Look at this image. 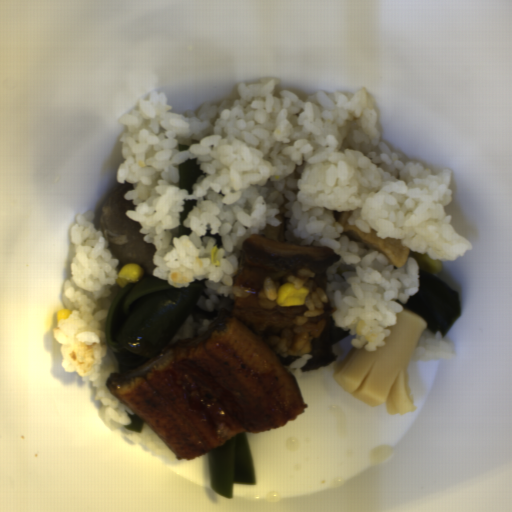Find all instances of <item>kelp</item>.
Here are the masks:
<instances>
[{
	"mask_svg": "<svg viewBox=\"0 0 512 512\" xmlns=\"http://www.w3.org/2000/svg\"><path fill=\"white\" fill-rule=\"evenodd\" d=\"M178 173L180 175L177 187L185 188L189 194H193L192 187L196 183L197 179L201 175H205L202 170L199 169L197 159H186L178 164Z\"/></svg>",
	"mask_w": 512,
	"mask_h": 512,
	"instance_id": "5",
	"label": "kelp"
},
{
	"mask_svg": "<svg viewBox=\"0 0 512 512\" xmlns=\"http://www.w3.org/2000/svg\"><path fill=\"white\" fill-rule=\"evenodd\" d=\"M277 356V358L282 362V364L286 367L292 363H294L295 361H297L298 359H300L301 357H295V356H283L282 354H275Z\"/></svg>",
	"mask_w": 512,
	"mask_h": 512,
	"instance_id": "8",
	"label": "kelp"
},
{
	"mask_svg": "<svg viewBox=\"0 0 512 512\" xmlns=\"http://www.w3.org/2000/svg\"><path fill=\"white\" fill-rule=\"evenodd\" d=\"M211 490L233 498L234 484H256L251 449L245 432H240L208 452Z\"/></svg>",
	"mask_w": 512,
	"mask_h": 512,
	"instance_id": "3",
	"label": "kelp"
},
{
	"mask_svg": "<svg viewBox=\"0 0 512 512\" xmlns=\"http://www.w3.org/2000/svg\"><path fill=\"white\" fill-rule=\"evenodd\" d=\"M204 235L211 236V237L215 238V244L214 245L217 246L218 248L222 245V243H221V234H219L218 232L217 233H212L211 231H209L207 229Z\"/></svg>",
	"mask_w": 512,
	"mask_h": 512,
	"instance_id": "9",
	"label": "kelp"
},
{
	"mask_svg": "<svg viewBox=\"0 0 512 512\" xmlns=\"http://www.w3.org/2000/svg\"><path fill=\"white\" fill-rule=\"evenodd\" d=\"M418 290L408 296V301L400 304L403 309L409 310L427 322L430 332L441 331L443 338L462 310L459 293L450 288L443 280L432 272L418 270Z\"/></svg>",
	"mask_w": 512,
	"mask_h": 512,
	"instance_id": "2",
	"label": "kelp"
},
{
	"mask_svg": "<svg viewBox=\"0 0 512 512\" xmlns=\"http://www.w3.org/2000/svg\"><path fill=\"white\" fill-rule=\"evenodd\" d=\"M130 418V423L128 425H124L122 427L128 429L129 431H134L137 433H142L145 422L139 418L135 413L130 414L128 411H124Z\"/></svg>",
	"mask_w": 512,
	"mask_h": 512,
	"instance_id": "7",
	"label": "kelp"
},
{
	"mask_svg": "<svg viewBox=\"0 0 512 512\" xmlns=\"http://www.w3.org/2000/svg\"><path fill=\"white\" fill-rule=\"evenodd\" d=\"M189 148H190L189 145H185L182 143H178L177 146L174 147L175 151H178V152L187 151Z\"/></svg>",
	"mask_w": 512,
	"mask_h": 512,
	"instance_id": "10",
	"label": "kelp"
},
{
	"mask_svg": "<svg viewBox=\"0 0 512 512\" xmlns=\"http://www.w3.org/2000/svg\"><path fill=\"white\" fill-rule=\"evenodd\" d=\"M208 277L187 285L172 286L170 281L144 272L143 278L118 288L108 309L105 338L120 374H127L158 355L191 313L193 322L216 319L219 311H204L197 306L200 297L209 298L204 289Z\"/></svg>",
	"mask_w": 512,
	"mask_h": 512,
	"instance_id": "1",
	"label": "kelp"
},
{
	"mask_svg": "<svg viewBox=\"0 0 512 512\" xmlns=\"http://www.w3.org/2000/svg\"><path fill=\"white\" fill-rule=\"evenodd\" d=\"M190 142H191L192 145L193 144H200V141H197V140H194V139L192 141H190Z\"/></svg>",
	"mask_w": 512,
	"mask_h": 512,
	"instance_id": "11",
	"label": "kelp"
},
{
	"mask_svg": "<svg viewBox=\"0 0 512 512\" xmlns=\"http://www.w3.org/2000/svg\"><path fill=\"white\" fill-rule=\"evenodd\" d=\"M194 206H197L196 199H185L183 204V211L179 213L180 223L178 226L173 227L170 230L172 238H179L181 235L189 236L192 233L193 230H191L189 227H185L183 221L186 218L188 212L192 210Z\"/></svg>",
	"mask_w": 512,
	"mask_h": 512,
	"instance_id": "6",
	"label": "kelp"
},
{
	"mask_svg": "<svg viewBox=\"0 0 512 512\" xmlns=\"http://www.w3.org/2000/svg\"><path fill=\"white\" fill-rule=\"evenodd\" d=\"M335 313V307H332L330 300L323 302L322 312L306 316V322L317 323L324 321V327L319 336L311 340V348L308 353L311 357L300 368L302 371L317 369L327 365L339 357L332 351L333 344L349 336L350 330H343L336 326L332 316Z\"/></svg>",
	"mask_w": 512,
	"mask_h": 512,
	"instance_id": "4",
	"label": "kelp"
}]
</instances>
